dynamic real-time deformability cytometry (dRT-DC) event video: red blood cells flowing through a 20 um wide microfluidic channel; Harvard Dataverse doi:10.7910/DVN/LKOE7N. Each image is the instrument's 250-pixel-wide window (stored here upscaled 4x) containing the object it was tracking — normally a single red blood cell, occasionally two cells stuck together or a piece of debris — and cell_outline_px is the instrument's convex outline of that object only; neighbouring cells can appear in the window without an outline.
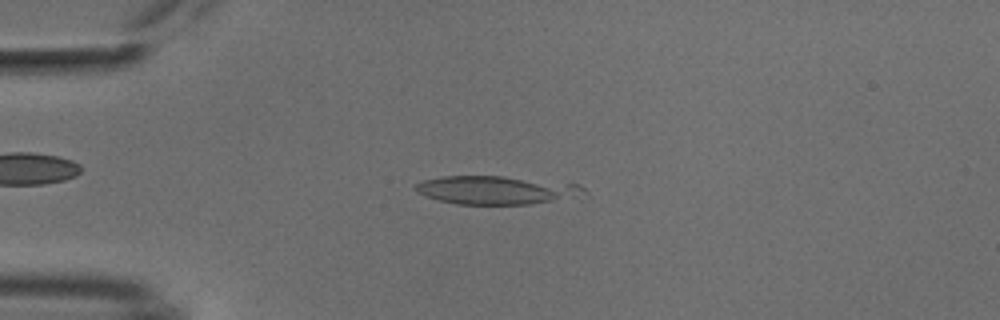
{"species": "common noctule bat (a hibernating species)", "species_latin": "Nyctalus noctula", "temperature_condition": "cold", "stored_images_in_passage": 14, "camera_frame_rate_fps": 3000, "um_per_image_px": 0.085, "animal": {"sex": "male", "body_mass_g": 18.8}, "frame": {"image": 1, "passage_image": 13, "time_ms": 4.0, "image_size_px": [1000, 320], "cell_outline_px": [[588, 192], [552, 200], [532, 204], [456, 204], [424, 196], [416, 192], [412, 188], [416, 184], [424, 180], [444, 176], [504, 176], [576, 184], [584, 188]], "centroid_in_image_um": [42.06, 16.15], "position_along_channel_um": 42.9, "area_um2": 27.34}}